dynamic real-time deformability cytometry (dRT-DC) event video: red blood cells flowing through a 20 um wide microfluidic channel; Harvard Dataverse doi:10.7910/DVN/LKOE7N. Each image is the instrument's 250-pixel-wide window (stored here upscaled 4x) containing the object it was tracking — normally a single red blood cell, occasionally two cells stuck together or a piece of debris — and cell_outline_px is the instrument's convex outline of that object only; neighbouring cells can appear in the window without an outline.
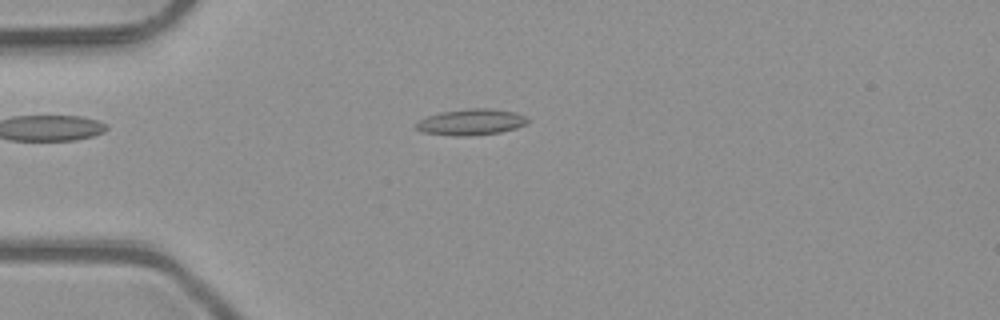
{"species": "common noctule bat (a hibernating species)", "species_latin": "Nyctalus noctula", "temperature_condition": "room temperature", "stored_images_in_passage": 42, "camera_frame_rate_fps": 3000, "um_per_image_px": 0.085, "animal": {"sex": "male", "body_mass_g": 23.1, "forearm_length_mm": 52.7}, "frame": {"image": 1, "passage_image": 5, "time_ms": 1.333, "image_size_px": [1000, 320], "cell_outline_px": [[528, 124], [516, 128], [500, 132], [468, 136], [452, 136], [424, 132], [416, 128], [416, 124], [420, 120], [428, 116], [444, 112], [472, 108], [488, 108], [512, 112], [524, 116], [528, 120]], "centroid_in_image_um": [40.06, 10.39], "position_along_channel_um": 44.9, "area_um2": 16.65}}
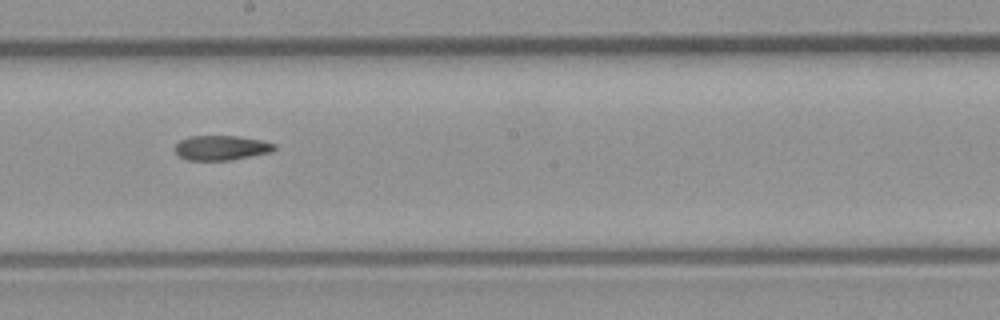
{"frame": {"image": 2, "passage_image": 20, "time_ms": 6.333, "image_size_px": [1000, 320], "cell_outline_px": [[276, 148], [272, 152], [232, 160], [188, 160], [180, 156], [176, 152], [176, 144], [180, 140], [192, 136], [236, 136], [260, 140], [276, 144]], "centroid_in_image_um": [18.84, 12.57], "position_along_channel_um": 229.4, "area_um2": 14.22}}
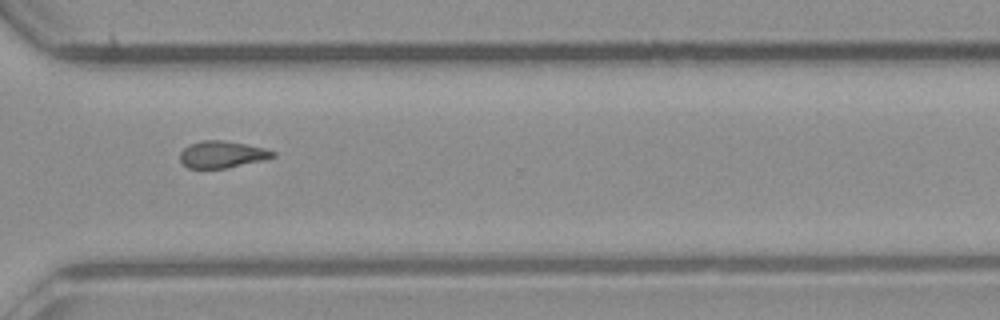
{"frame": {"image": 3, "passage_image": 29, "time_ms": 9.333, "image_size_px": [1000, 320], "cell_outline_px": [[276, 156], [228, 168], [188, 168], [180, 160], [180, 152], [184, 148], [192, 144], [204, 140], [220, 140], [244, 144], [264, 148], [276, 152]], "centroid_in_image_um": [18.86, 13.13], "position_along_channel_um": 351.7, "area_um2": 14.22}, "authors_computed_cell_mechanics": {"area_um2": 14.7968, "velocity_mm_per_s": 4.0885, "shape_relaxation_time_tau1_ms": null, "shape_relaxation_time_tau2_ms": 2.4336, "deformation_change_tau1": null, "deformation_change_tau2": 0.0988}}